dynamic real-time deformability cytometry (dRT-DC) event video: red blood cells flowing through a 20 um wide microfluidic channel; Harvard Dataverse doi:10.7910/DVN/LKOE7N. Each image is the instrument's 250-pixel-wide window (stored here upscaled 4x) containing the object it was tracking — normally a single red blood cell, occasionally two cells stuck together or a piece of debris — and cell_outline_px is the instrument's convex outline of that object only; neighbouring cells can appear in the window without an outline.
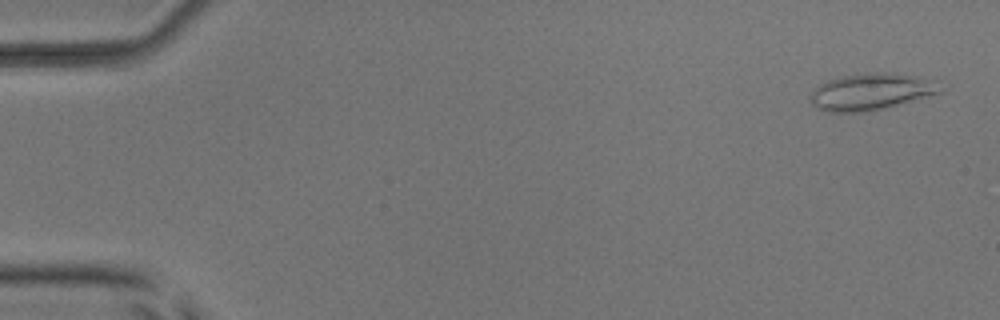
{"species": "common noctule bat (a hibernating species)", "species_latin": "Nyctalus noctula", "temperature_condition": "room temperature", "stored_images_in_passage": 4, "camera_frame_rate_fps": 3000, "um_per_image_px": 0.085, "animal": {"sex": "male", "body_mass_g": 17.9, "forearm_length_mm": 54.2}, "frame": {"image": 1, "passage_image": 1, "time_ms": 0.0, "image_size_px": [1000, 320], "cell_outline_px": [[944, 92], [884, 108], [860, 112], [828, 112], [816, 108], [812, 104], [808, 96], [820, 84], [828, 80], [844, 76], [868, 72], [896, 72], [940, 80]], "centroid_in_image_um": [74.12, 7.77], "position_along_channel_um": 10.9, "area_um2": 28.21}}